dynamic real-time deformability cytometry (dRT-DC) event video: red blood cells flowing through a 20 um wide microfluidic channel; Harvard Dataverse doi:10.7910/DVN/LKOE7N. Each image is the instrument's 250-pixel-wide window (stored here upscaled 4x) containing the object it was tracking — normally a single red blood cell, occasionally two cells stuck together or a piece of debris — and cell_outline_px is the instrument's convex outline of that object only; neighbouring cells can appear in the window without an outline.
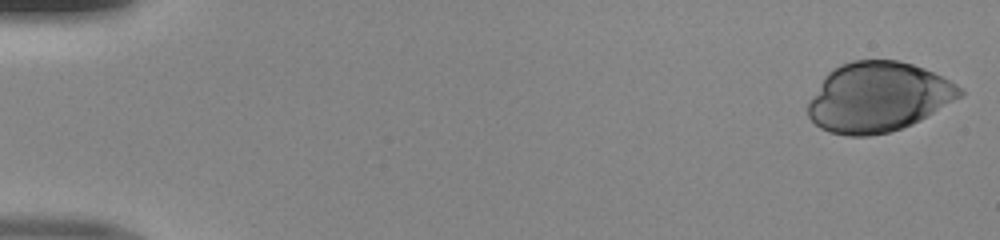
{"species": "human", "species_latin": "Homo sapiens", "temperature_condition": "room temperature", "stored_images_in_passage": 49, "camera_frame_rate_fps": 3000, "um_per_image_px": 0.085, "donor": {"sex": "male"}, "frame": {"image": 1, "passage_image": 1, "time_ms": 0.0, "image_size_px": [1000, 240], "cell_outline_px": [[964, 96], [920, 120], [912, 124], [888, 132], [868, 136], [848, 136], [828, 132], [820, 128], [808, 116], [808, 104], [824, 76], [832, 68], [840, 64], [852, 60], [900, 60], [924, 68], [964, 88]], "centroid_in_image_um": [74.66, 8.25], "position_along_channel_um": 10.3, "area_um2": 61.85}}
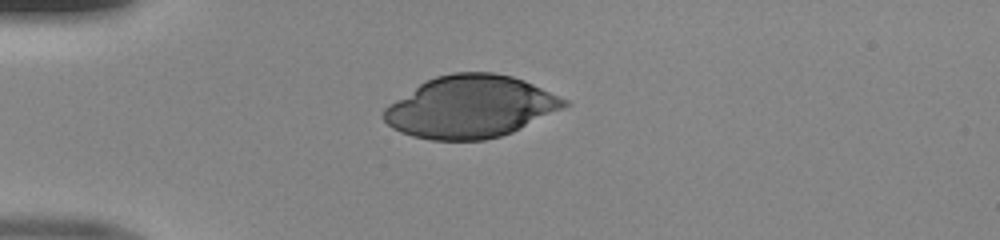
{"frame": {"image": 2, "passage_image": 13, "time_ms": 4.0, "image_size_px": [1000, 240], "cell_outline_px": [[572, 104], [564, 108], [512, 132], [500, 136], [484, 140], [432, 140], [412, 136], [400, 132], [392, 128], [380, 116], [384, 108], [388, 104], [420, 84], [436, 76], [452, 72], [492, 72], [512, 76], [524, 80], [568, 100]], "centroid_in_image_um": [39.98, 9.08], "position_along_channel_um": 45.0, "area_um2": 65.37}}